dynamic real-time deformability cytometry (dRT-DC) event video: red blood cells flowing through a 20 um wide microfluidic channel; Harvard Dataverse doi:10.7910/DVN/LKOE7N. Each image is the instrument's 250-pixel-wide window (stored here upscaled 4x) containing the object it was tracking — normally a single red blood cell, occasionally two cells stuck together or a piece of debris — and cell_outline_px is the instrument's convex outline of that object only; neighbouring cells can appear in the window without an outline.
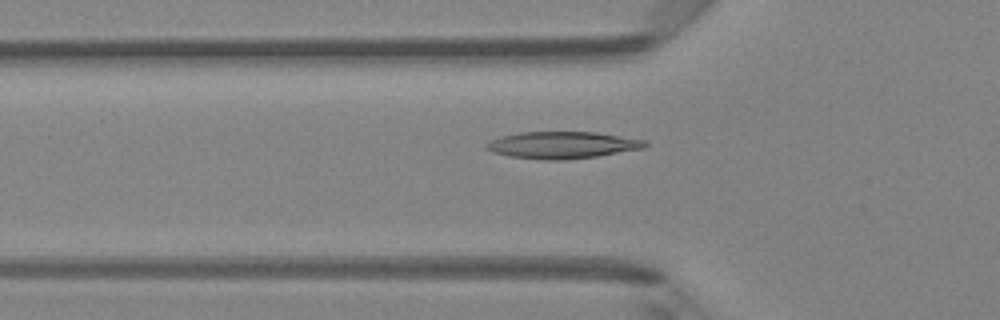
{"species": "Egyptian fruit bat (a non-hibernating species)", "species_latin": "Rousettus aegyptiacus", "temperature_condition": "room temperature", "stored_images_in_passage": 45, "camera_frame_rate_fps": 3000, "um_per_image_px": 0.085, "animal": {"sex": "female"}, "frame": {"image": 1, "passage_image": 16, "time_ms": 5.0, "image_size_px": [1000, 320], "cell_outline_px": [[648, 144], [644, 148], [596, 156], [560, 160], [548, 160], [508, 156], [492, 152], [484, 148], [484, 144], [500, 136], [520, 132], [596, 132], [644, 140]], "centroid_in_image_um": [47.74, 12.32], "position_along_channel_um": 78.1, "area_um2": 24.74}}
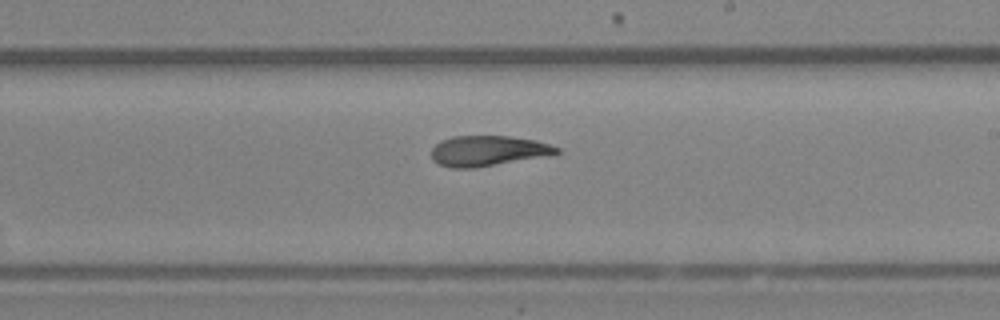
{"frame": {"image": 2, "passage_image": 28, "time_ms": 9.0, "image_size_px": [1000, 320], "cell_outline_px": [[560, 152], [552, 156], [476, 168], [452, 168], [440, 164], [432, 160], [432, 148], [440, 140], [452, 136], [508, 136], [536, 140], [560, 148]], "centroid_in_image_um": [41.52, 12.83], "position_along_channel_um": 247.5, "area_um2": 22.54}}
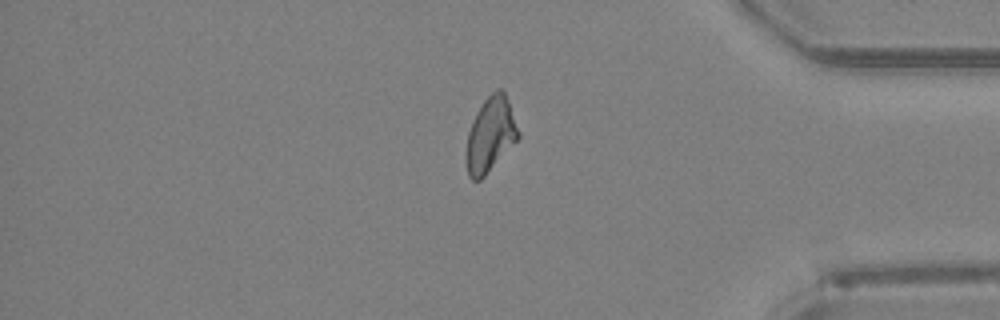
{"frame": {"image": 3, "passage_image": 40, "time_ms": 13.0, "image_size_px": [1000, 320], "cell_outline_px": [[520, 136], [484, 176], [480, 180], [472, 180], [468, 176], [468, 132], [472, 120], [476, 112], [484, 100], [496, 88], [504, 88], [520, 132]], "centroid_in_image_um": [41.72, 11.37], "position_along_channel_um": 393.5, "area_um2": 22.2}}